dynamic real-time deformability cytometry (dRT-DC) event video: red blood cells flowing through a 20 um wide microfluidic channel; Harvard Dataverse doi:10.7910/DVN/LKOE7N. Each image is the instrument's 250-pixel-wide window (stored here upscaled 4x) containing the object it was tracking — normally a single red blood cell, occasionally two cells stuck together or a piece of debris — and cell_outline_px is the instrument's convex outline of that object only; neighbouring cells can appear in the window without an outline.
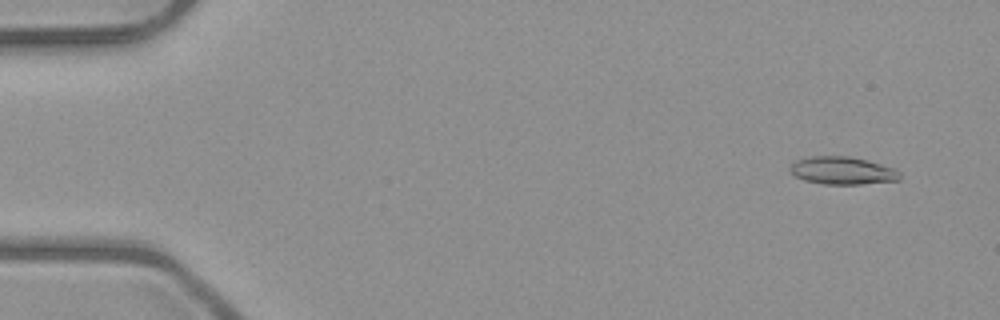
{"species": "common noctule bat (a hibernating species)", "species_latin": "Nyctalus noctula", "temperature_condition": "room temperature", "stored_images_in_passage": 5, "camera_frame_rate_fps": 3000, "um_per_image_px": 0.085, "animal": {"sex": "male", "body_mass_g": 23.1, "forearm_length_mm": 52.7}, "frame": {"image": 1, "passage_image": 1, "time_ms": 0.0, "image_size_px": [1000, 320], "cell_outline_px": [[900, 180], [860, 184], [824, 184], [804, 180], [796, 176], [788, 168], [796, 160], [812, 156], [848, 156], [896, 168], [900, 172]], "centroid_in_image_um": [71.62, 14.5], "position_along_channel_um": 13.4, "area_um2": 17.57}}
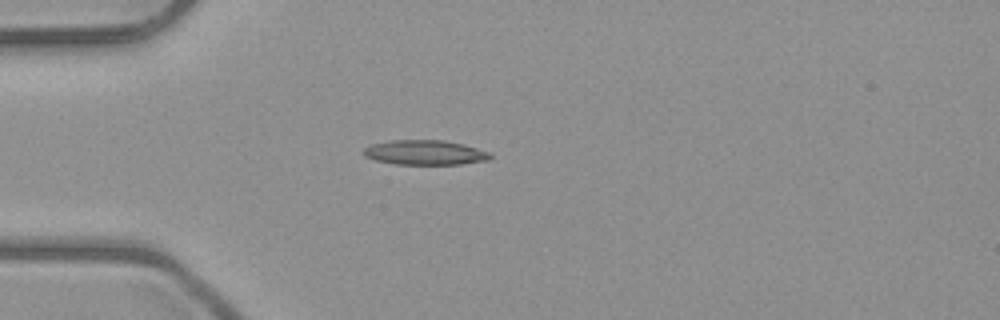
{"frame": {"image": 2, "passage_image": 4, "time_ms": 3.667, "image_size_px": [1000, 320], "cell_outline_px": [[492, 156], [488, 160], [460, 164], [396, 164], [376, 160], [364, 156], [360, 152], [368, 144], [388, 140], [444, 140], [464, 144], [492, 152]], "centroid_in_image_um": [36.1, 12.95], "position_along_channel_um": 48.9, "area_um2": 18.55}}